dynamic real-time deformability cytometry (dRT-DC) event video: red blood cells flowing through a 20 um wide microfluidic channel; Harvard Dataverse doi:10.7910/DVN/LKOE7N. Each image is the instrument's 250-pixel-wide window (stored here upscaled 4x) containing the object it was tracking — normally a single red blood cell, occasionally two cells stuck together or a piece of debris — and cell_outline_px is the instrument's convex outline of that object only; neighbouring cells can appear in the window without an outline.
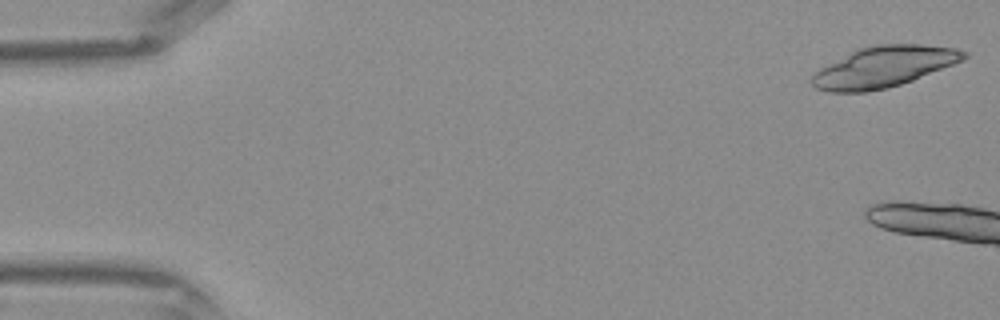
{"species": "Egyptian fruit bat (a non-hibernating species)", "species_latin": "Rousettus aegyptiacus", "temperature_condition": "warm", "stored_images_in_passage": 4, "camera_frame_rate_fps": 3000, "um_per_image_px": 0.085, "frame": {"image": 1, "passage_image": 1, "time_ms": 0.0, "image_size_px": [1000, 320], "cell_outline_px": [[968, 56], [964, 60], [912, 80], [888, 88], [864, 92], [828, 92], [816, 88], [812, 84], [812, 76], [820, 68], [860, 48], [876, 44], [920, 44], [956, 48], [968, 52]], "centroid_in_image_um": [75.15, 5.68], "position_along_channel_um": 9.8, "area_um2": 35.84}}